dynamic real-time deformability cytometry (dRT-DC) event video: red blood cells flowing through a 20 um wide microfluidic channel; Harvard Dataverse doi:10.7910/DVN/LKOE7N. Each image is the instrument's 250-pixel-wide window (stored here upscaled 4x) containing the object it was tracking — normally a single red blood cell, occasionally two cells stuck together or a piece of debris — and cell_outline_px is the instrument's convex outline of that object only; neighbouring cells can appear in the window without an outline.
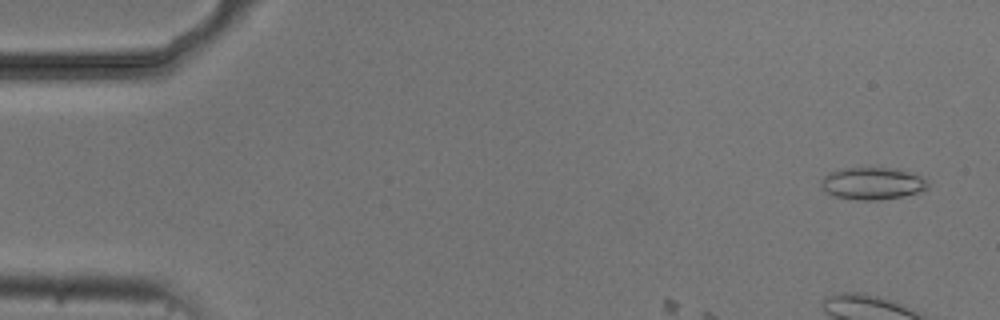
{"species": "common noctule bat (a hibernating species)", "species_latin": "Nyctalus noctula", "temperature_condition": "cold", "stored_images_in_passage": 3, "camera_frame_rate_fps": 3000, "um_per_image_px": 0.085, "animal": {"sex": "male", "body_mass_g": 20.5, "forearm_length_mm": 52.5}, "frame": {"image": 1, "passage_image": 1, "time_ms": 0.0, "image_size_px": [1000, 320], "cell_outline_px": [[928, 188], [920, 192], [900, 196], [876, 200], [856, 200], [836, 196], [828, 192], [820, 184], [820, 180], [828, 172], [840, 168], [900, 168], [920, 176], [928, 180]], "centroid_in_image_um": [74.16, 15.57], "position_along_channel_um": 10.8, "area_um2": 20.06}}